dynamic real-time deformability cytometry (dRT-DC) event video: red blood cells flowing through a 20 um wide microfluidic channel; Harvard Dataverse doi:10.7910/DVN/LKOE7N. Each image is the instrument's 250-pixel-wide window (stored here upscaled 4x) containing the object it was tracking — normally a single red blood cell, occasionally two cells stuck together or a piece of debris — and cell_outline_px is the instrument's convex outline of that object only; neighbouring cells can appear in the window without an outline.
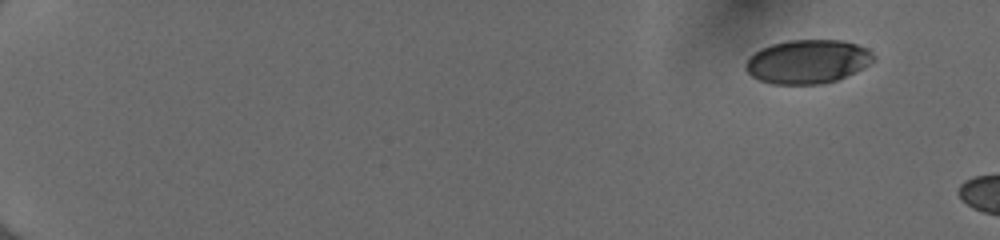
{"species": "human", "species_latin": "Homo sapiens", "temperature_condition": "cold", "stored_images_in_passage": 6, "camera_frame_rate_fps": 3000, "um_per_image_px": 0.085, "donor": {"sex": "female"}, "frame": {"image": 1, "passage_image": 1, "time_ms": 0.0, "image_size_px": [1000, 240], "cell_outline_px": [[876, 60], [836, 80], [820, 84], [772, 84], [760, 80], [752, 76], [744, 68], [744, 64], [760, 48], [772, 44], [788, 40], [840, 40], [856, 44], [868, 48], [876, 56]], "centroid_in_image_um": [68.64, 5.23], "position_along_channel_um": 16.4, "area_um2": 32.43}}